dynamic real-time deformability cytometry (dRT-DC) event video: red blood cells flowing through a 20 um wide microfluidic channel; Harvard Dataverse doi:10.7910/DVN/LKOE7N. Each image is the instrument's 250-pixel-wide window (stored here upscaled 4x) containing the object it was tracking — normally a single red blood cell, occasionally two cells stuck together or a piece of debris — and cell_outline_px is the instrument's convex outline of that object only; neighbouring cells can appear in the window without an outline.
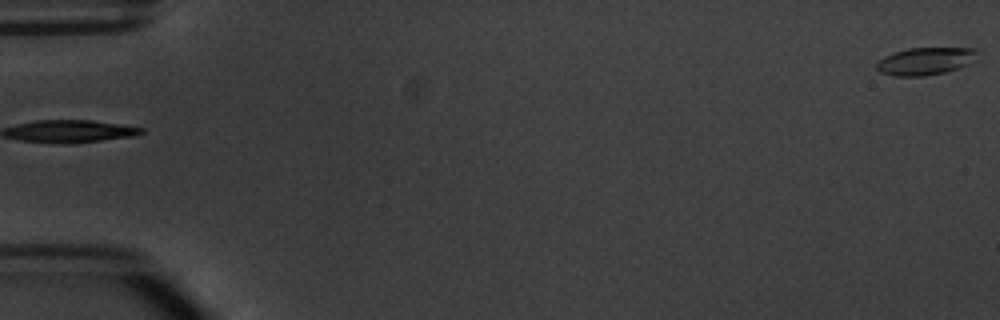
{"species": "common noctule bat (a hibernating species)", "species_latin": "Nyctalus noctula", "temperature_condition": "warm", "stored_images_in_passage": 3, "segment_of_instrument_passage": [2, 2], "camera_frame_rate_fps": 3000, "um_per_image_px": 0.085, "animal": {"sex": "male", "body_mass_g": 20.1, "forearm_length_mm": 53.5}, "frame": {"image": 1, "passage_image": 3, "time_ms": 2.333, "image_size_px": [1000, 320], "cell_outline_px": [[980, 48], [968, 64], [944, 72], [924, 76], [892, 76], [880, 72], [876, 68], [876, 60], [884, 56], [908, 48]], "centroid_in_image_um": [78.58, 5.19], "position_along_channel_um": 6.4, "area_um2": 16.01}}